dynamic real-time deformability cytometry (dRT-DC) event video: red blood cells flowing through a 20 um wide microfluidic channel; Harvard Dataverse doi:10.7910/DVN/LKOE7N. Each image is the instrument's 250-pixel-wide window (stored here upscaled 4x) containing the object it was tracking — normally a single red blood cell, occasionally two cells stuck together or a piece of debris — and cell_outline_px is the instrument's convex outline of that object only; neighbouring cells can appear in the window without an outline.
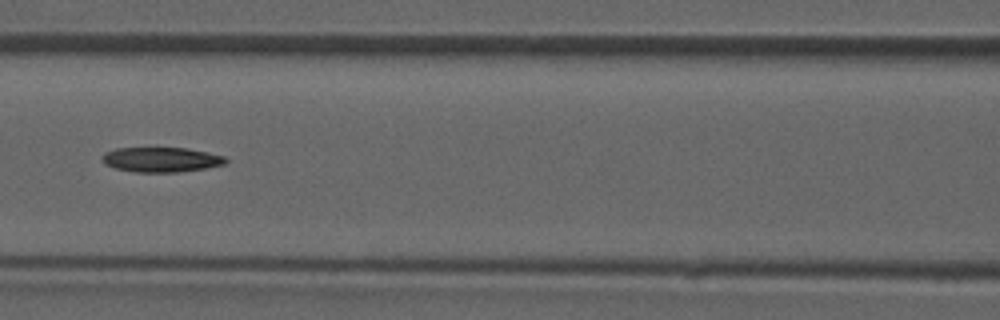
{"species": "common noctule bat (a hibernating species)", "species_latin": "Nyctalus noctula", "temperature_condition": "room temperature", "stored_images_in_passage": 48, "camera_frame_rate_fps": 3000, "um_per_image_px": 0.085, "animal": {"sex": "male", "forearm_length_mm": 52.5}, "frame": {"image": 1, "passage_image": 21, "time_ms": 6.667, "image_size_px": [1000, 320], "cell_outline_px": [[228, 160], [224, 164], [204, 168], [176, 172], [136, 172], [116, 168], [104, 164], [100, 160], [100, 156], [104, 152], [116, 148], [188, 148], [208, 152], [224, 156]], "centroid_in_image_um": [13.65, 13.56], "position_along_channel_um": 153.0, "area_um2": 17.92}}